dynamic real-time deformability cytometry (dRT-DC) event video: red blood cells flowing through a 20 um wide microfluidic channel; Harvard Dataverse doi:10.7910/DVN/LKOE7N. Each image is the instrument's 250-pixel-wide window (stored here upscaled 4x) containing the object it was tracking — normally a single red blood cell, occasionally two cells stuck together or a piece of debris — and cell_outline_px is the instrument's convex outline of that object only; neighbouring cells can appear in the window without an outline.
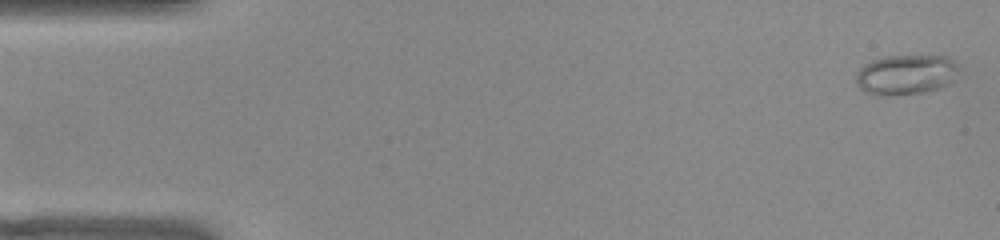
{"species": "common noctule bat (a hibernating species)", "species_latin": "Nyctalus noctula", "temperature_condition": "warm", "stored_images_in_passage": 51, "camera_frame_rate_fps": 3000, "um_per_image_px": 0.085, "animal": {"sex": "female", "body_mass_g": 22.0, "forearm_length_mm": 56.7}, "frame": {"image": 1, "passage_image": 2, "time_ms": 0.333, "image_size_px": [1000, 240], "cell_outline_px": [[956, 80], [948, 84], [924, 92], [884, 96], [876, 96], [864, 92], [856, 84], [856, 72], [864, 64], [872, 60], [884, 56], [948, 56], [956, 64]], "centroid_in_image_um": [76.95, 6.35], "position_along_channel_um": 8.0, "area_um2": 24.04}}
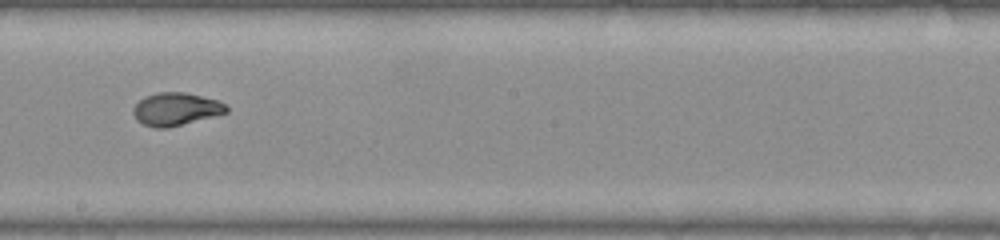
{"frame": {"image": 2, "passage_image": 29, "time_ms": 9.333, "image_size_px": [1000, 240], "cell_outline_px": [[228, 112], [168, 128], [156, 128], [144, 124], [136, 120], [132, 112], [132, 108], [144, 96], [156, 92], [184, 92], [216, 100], [224, 104], [228, 108]], "centroid_in_image_um": [14.9, 9.27], "position_along_channel_um": 233.3, "area_um2": 17.69}}
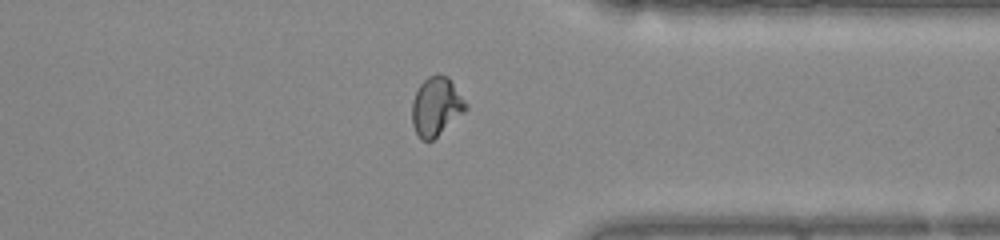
{"frame": {"image": 3, "passage_image": 40, "time_ms": 13.0, "image_size_px": [1000, 240], "cell_outline_px": [[468, 108], [464, 112], [432, 140], [420, 140], [412, 124], [412, 100], [420, 84], [428, 76], [448, 76], [468, 104]], "centroid_in_image_um": [37.07, 9.06], "position_along_channel_um": 374.3, "area_um2": 18.15}, "authors_computed_cell_mechanics": {"area_um2": 18.4382, "velocity_mm_per_s": 3.9955, "shape_relaxation_time_tau1_ms": 5.3103, "shape_relaxation_time_tau2_ms": 0.7791, "deformation_change_tau1": 0.2378, "deformation_change_tau2": 0.0552}}